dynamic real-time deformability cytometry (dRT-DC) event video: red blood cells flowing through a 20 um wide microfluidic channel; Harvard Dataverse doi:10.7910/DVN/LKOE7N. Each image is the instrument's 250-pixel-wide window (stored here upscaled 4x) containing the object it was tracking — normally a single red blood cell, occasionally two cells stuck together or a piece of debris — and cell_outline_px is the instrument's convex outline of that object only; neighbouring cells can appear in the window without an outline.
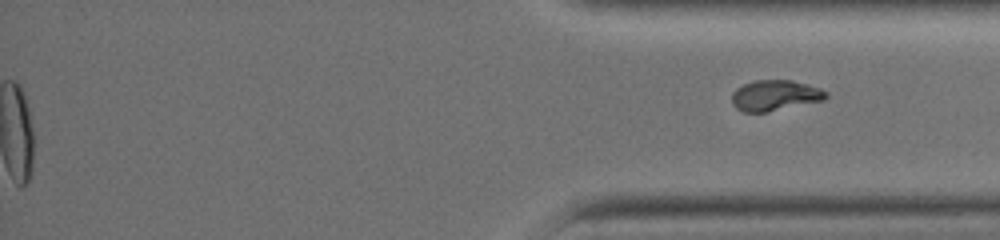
{"species": "common noctule bat (a hibernating species)", "species_latin": "Nyctalus noctula", "temperature_condition": "warm", "stored_images_in_passage": 38, "segment_of_instrument_passage": [2, 2], "camera_frame_rate_fps": 3000, "um_per_image_px": 0.085, "animal": {"sex": "female", "body_mass_g": 19.0, "forearm_length_mm": 51.5}, "frame": {"image": 1, "passage_image": 38, "time_ms": 12.333, "image_size_px": [1000, 240], "cell_outline_px": [[828, 96], [824, 100], [768, 112], [744, 112], [736, 108], [732, 104], [732, 92], [736, 88], [744, 84], [756, 80], [792, 80], [820, 88], [828, 92]], "centroid_in_image_um": [65.87, 8.11], "position_along_channel_um": 369.3, "area_um2": 16.88}}